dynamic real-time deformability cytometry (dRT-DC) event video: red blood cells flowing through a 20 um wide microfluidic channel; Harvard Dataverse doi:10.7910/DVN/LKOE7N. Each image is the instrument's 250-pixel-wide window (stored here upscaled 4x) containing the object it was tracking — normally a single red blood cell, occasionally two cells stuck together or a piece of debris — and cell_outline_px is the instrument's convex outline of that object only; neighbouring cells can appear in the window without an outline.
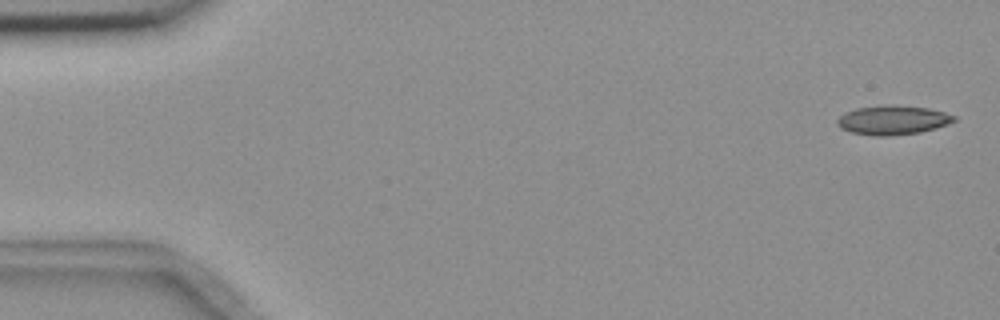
{"species": "common noctule bat (a hibernating species)", "species_latin": "Nyctalus noctula", "temperature_condition": "room temperature", "stored_images_in_passage": 4, "camera_frame_rate_fps": 3000, "um_per_image_px": 0.085, "animal": {"sex": "female", "body_mass_g": 18.4}, "frame": {"image": 1, "passage_image": 1, "time_ms": 0.0, "image_size_px": [1000, 320], "cell_outline_px": [[956, 120], [948, 124], [936, 128], [920, 132], [892, 136], [876, 136], [852, 132], [840, 128], [836, 124], [836, 120], [844, 112], [856, 108], [928, 108], [944, 112], [956, 116]], "centroid_in_image_um": [75.88, 10.26], "position_along_channel_um": 9.1, "area_um2": 18.96}}
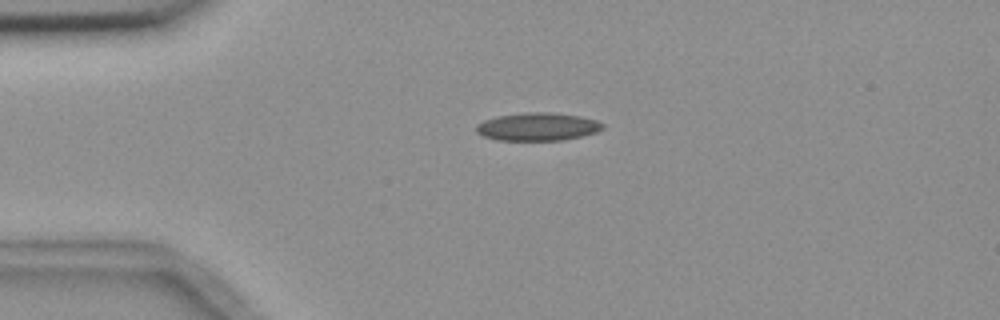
{"frame": {"image": 2, "passage_image": 4, "time_ms": 3.667, "image_size_px": [1000, 320], "cell_outline_px": [[604, 128], [596, 132], [564, 140], [496, 140], [484, 136], [476, 132], [476, 124], [484, 120], [496, 116], [528, 112], [548, 112], [580, 116], [596, 120], [604, 124]], "centroid_in_image_um": [45.68, 10.77], "position_along_channel_um": 39.3, "area_um2": 20.58}}